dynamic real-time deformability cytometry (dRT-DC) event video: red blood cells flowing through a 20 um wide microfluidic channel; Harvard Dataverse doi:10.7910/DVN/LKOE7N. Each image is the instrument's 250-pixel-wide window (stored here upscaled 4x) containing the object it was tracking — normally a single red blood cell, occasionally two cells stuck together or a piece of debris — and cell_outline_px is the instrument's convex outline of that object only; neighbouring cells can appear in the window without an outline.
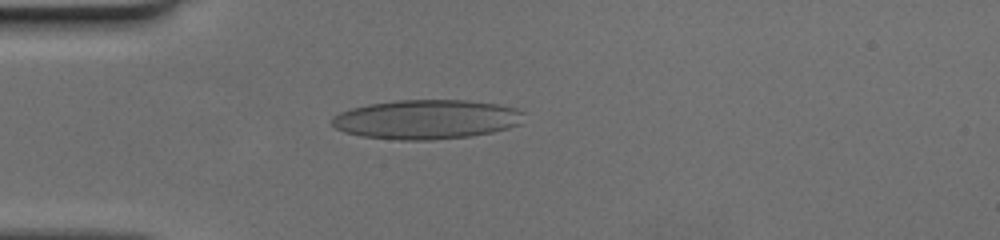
{"species": "human", "species_latin": "Homo sapiens", "temperature_condition": "cold", "stored_images_in_passage": 46, "camera_frame_rate_fps": 3000, "um_per_image_px": 0.085, "donor": {"sex": "female"}, "frame": {"image": 1, "passage_image": 13, "time_ms": 4.0, "image_size_px": [1000, 240], "cell_outline_px": [[524, 112], [520, 124], [508, 128], [492, 132], [468, 136], [432, 140], [400, 140], [360, 136], [344, 132], [336, 128], [332, 124], [332, 116], [340, 112], [352, 108], [368, 104], [396, 100], [468, 100], [500, 104], [516, 108]], "centroid_in_image_um": [36.25, 10.14], "position_along_channel_um": 48.8, "area_um2": 44.16}}
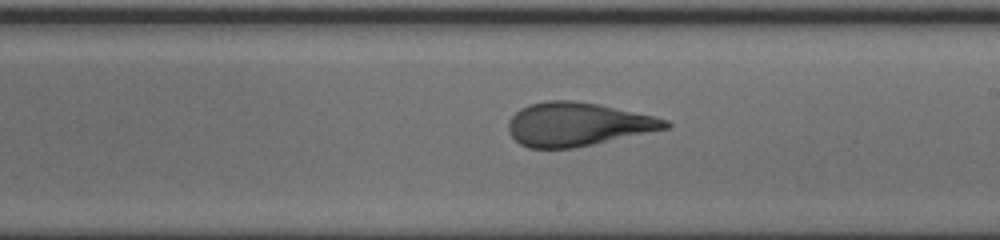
{"frame": {"image": 2, "passage_image": 28, "time_ms": 9.0, "image_size_px": [1000, 240], "cell_outline_px": [[672, 124], [668, 128], [592, 144], [572, 148], [528, 148], [520, 144], [508, 132], [508, 120], [520, 108], [528, 104], [548, 100], [572, 100], [600, 104], [656, 116], [668, 120]], "centroid_in_image_um": [49.08, 10.55], "position_along_channel_um": 239.9, "area_um2": 39.88}}
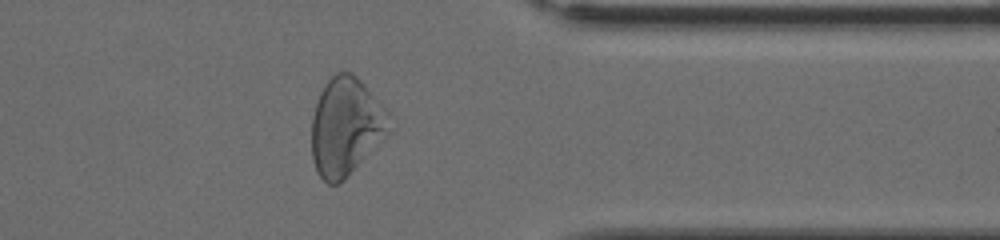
{"frame": {"image": 3, "passage_image": 39, "time_ms": 12.667, "image_size_px": [1000, 240], "cell_outline_px": [[396, 128], [340, 184], [328, 184], [316, 172], [312, 160], [312, 116], [316, 100], [324, 84], [336, 72], [352, 72], [360, 80], [388, 112]], "centroid_in_image_um": [29.43, 10.79], "position_along_channel_um": 382.0, "area_um2": 45.03}}